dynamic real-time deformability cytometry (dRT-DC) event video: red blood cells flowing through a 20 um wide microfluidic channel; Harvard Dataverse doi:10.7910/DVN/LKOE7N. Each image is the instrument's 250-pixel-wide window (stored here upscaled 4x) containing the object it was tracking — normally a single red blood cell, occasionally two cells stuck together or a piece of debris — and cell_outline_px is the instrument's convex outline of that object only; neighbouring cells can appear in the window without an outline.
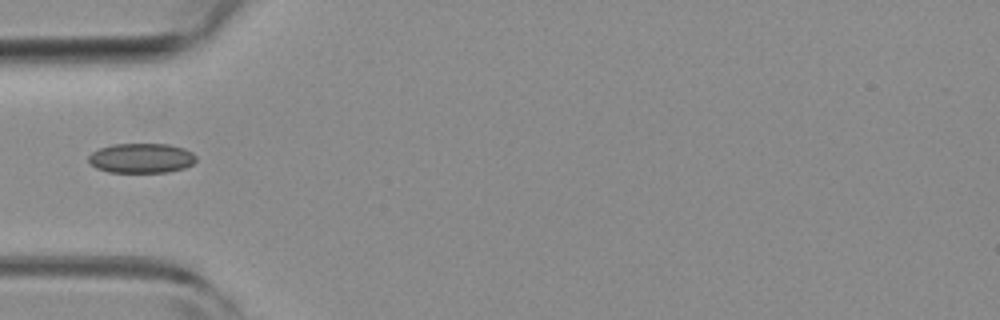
{"species": "common noctule bat (a hibernating species)", "species_latin": "Nyctalus noctula", "temperature_condition": "room temperature", "stored_images_in_passage": 5, "camera_frame_rate_fps": 3000, "um_per_image_px": 0.085, "animal": {"sex": "female", "body_mass_g": 19.3, "forearm_length_mm": 54.1}, "frame": {"image": 1, "passage_image": 5, "time_ms": 1.333, "image_size_px": [1000, 320], "cell_outline_px": [[196, 160], [192, 164], [184, 168], [168, 172], [108, 172], [96, 168], [88, 160], [88, 156], [92, 152], [100, 148], [112, 144], [168, 144], [184, 148], [192, 152], [196, 156]], "centroid_in_image_um": [12.02, 13.44], "position_along_channel_um": 73.0, "area_um2": 18.67}}